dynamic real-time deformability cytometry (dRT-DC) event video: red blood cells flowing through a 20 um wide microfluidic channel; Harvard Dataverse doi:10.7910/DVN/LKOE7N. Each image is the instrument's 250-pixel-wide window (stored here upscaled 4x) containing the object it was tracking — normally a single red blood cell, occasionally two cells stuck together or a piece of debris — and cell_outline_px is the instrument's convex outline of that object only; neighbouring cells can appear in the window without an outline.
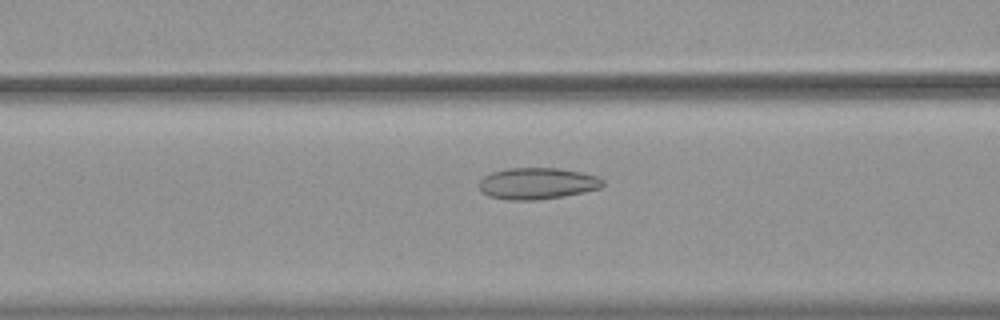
{"species": "common noctule bat (a hibernating species)", "species_latin": "Nyctalus noctula", "temperature_condition": "warm", "stored_images_in_passage": 55, "camera_frame_rate_fps": 3000, "um_per_image_px": 0.085, "animal": {"sex": "female", "body_mass_g": 19.9}, "frame": {"image": 1, "passage_image": 23, "time_ms": 7.333, "image_size_px": [1000, 320], "cell_outline_px": [[604, 184], [600, 188], [584, 192], [564, 196], [536, 200], [508, 200], [488, 196], [480, 192], [480, 180], [484, 176], [492, 172], [508, 168], [560, 168], [580, 172], [596, 176], [604, 180]], "centroid_in_image_um": [45.65, 15.6], "position_along_channel_um": 120.9, "area_um2": 22.77}}
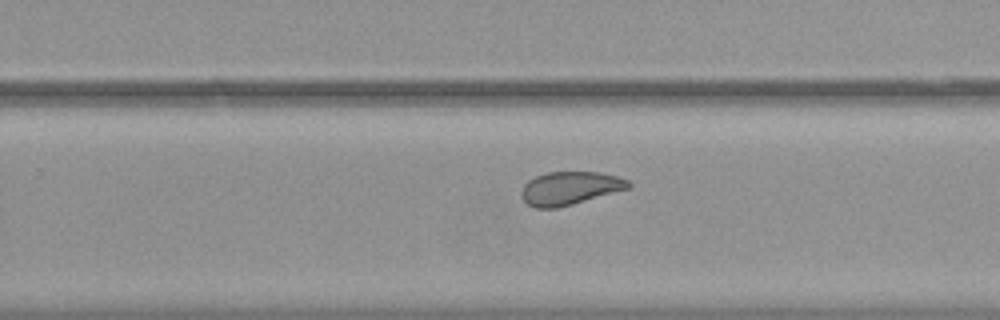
{"frame": {"image": 2, "passage_image": 36, "time_ms": 11.667, "image_size_px": [1000, 320], "cell_outline_px": [[632, 188], [572, 204], [556, 208], [536, 208], [528, 204], [520, 196], [520, 192], [524, 184], [528, 180], [536, 176], [548, 172], [600, 172], [616, 176], [628, 180], [632, 184]], "centroid_in_image_um": [48.45, 15.99], "position_along_channel_um": 281.4, "area_um2": 20.81}}
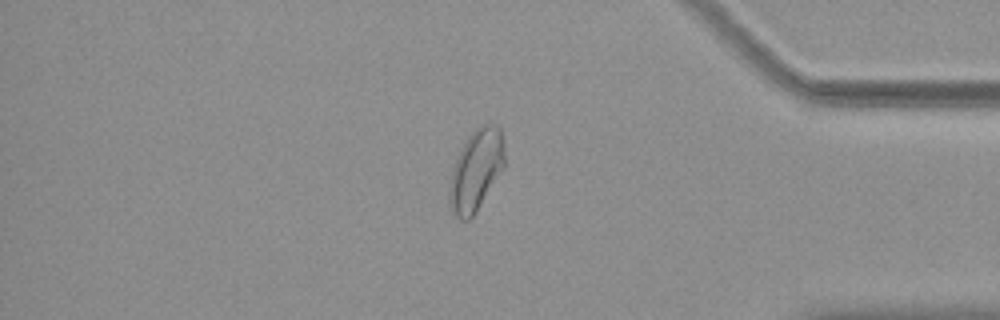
{"frame": {"image": 3, "passage_image": 47, "time_ms": 15.333, "image_size_px": [1000, 320], "cell_outline_px": [[504, 168], [476, 212], [468, 220], [460, 220], [452, 212], [448, 204], [448, 192], [452, 168], [456, 156], [460, 148], [468, 136], [480, 124], [496, 124], [500, 128], [504, 144]], "centroid_in_image_um": [40.44, 14.46], "position_along_channel_um": 394.8, "area_um2": 26.47}, "authors_computed_cell_mechanics": {"area_um2": 26.1256, "velocity_mm_per_s": 3.7082, "shape_relaxation_time_tau1_ms": null, "shape_relaxation_time_tau2_ms": 1.6709, "deformation_change_tau1": null, "deformation_change_tau2": 0.068}}